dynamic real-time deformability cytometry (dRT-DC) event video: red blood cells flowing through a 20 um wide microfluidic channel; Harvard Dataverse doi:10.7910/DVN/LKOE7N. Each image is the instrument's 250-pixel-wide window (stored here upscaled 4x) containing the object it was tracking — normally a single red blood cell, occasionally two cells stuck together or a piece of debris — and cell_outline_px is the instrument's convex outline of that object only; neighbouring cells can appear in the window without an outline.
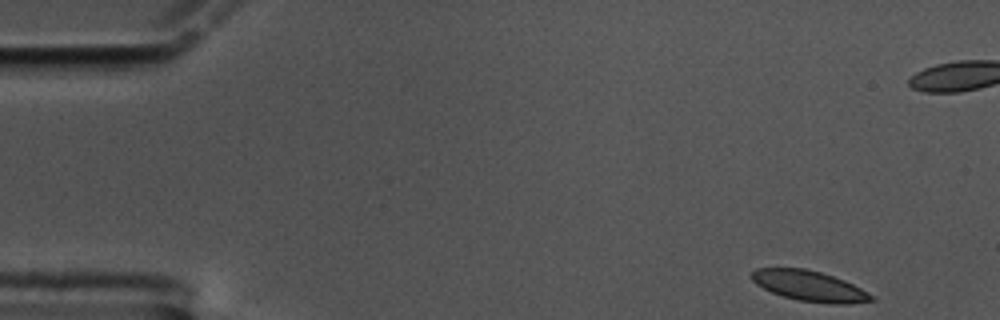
{"species": "common noctule bat (a hibernating species)", "species_latin": "Nyctalus noctula", "temperature_condition": "cold", "stored_images_in_passage": 57, "camera_frame_rate_fps": 3000, "um_per_image_px": 0.085, "animal": {"sex": "male", "body_mass_g": 17.5, "forearm_length_mm": 52.3}, "frame": {"image": 1, "passage_image": 1, "time_ms": 0.0, "image_size_px": [1000, 320], "cell_outline_px": [[872, 300], [800, 300], [784, 296], [772, 292], [764, 288], [752, 280], [752, 272], [756, 268], [804, 268], [820, 272], [832, 276], [852, 284], [860, 288], [872, 296]], "centroid_in_image_um": [68.61, 24.21], "position_along_channel_um": 16.4, "area_um2": 19.36}}
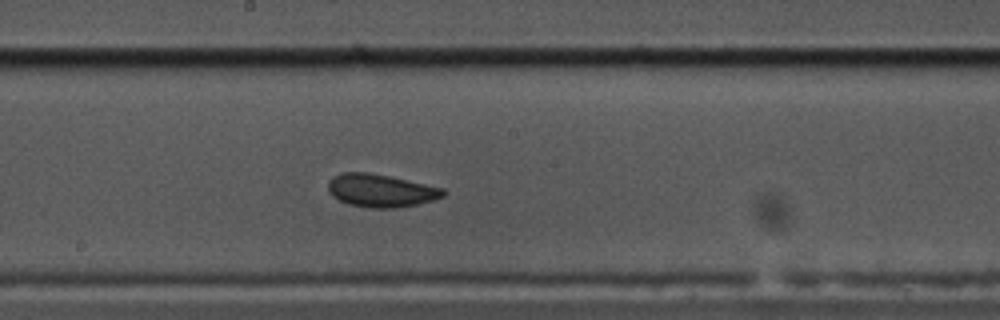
{"frame": {"image": 2, "passage_image": 28, "time_ms": 9.0, "image_size_px": [1000, 320], "cell_outline_px": [[444, 196], [432, 200], [416, 204], [388, 208], [376, 208], [352, 204], [340, 200], [328, 188], [328, 184], [336, 176], [344, 172], [364, 172], [388, 176], [444, 188]], "centroid_in_image_um": [32.42, 16.19], "position_along_channel_um": 215.8, "area_um2": 21.15}}
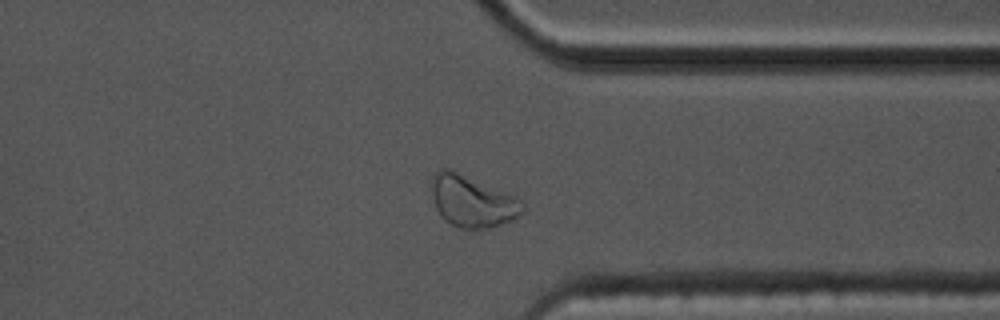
{"frame": {"image": 3, "passage_image": 42, "time_ms": 13.667, "image_size_px": [1000, 320], "cell_outline_px": [[520, 212], [516, 216], [508, 220], [496, 224], [476, 228], [464, 228], [452, 224], [440, 212], [436, 204], [436, 176], [440, 172], [452, 172], [504, 196]], "centroid_in_image_um": [40.02, 17.22], "position_along_channel_um": 371.4, "area_um2": 22.31}}